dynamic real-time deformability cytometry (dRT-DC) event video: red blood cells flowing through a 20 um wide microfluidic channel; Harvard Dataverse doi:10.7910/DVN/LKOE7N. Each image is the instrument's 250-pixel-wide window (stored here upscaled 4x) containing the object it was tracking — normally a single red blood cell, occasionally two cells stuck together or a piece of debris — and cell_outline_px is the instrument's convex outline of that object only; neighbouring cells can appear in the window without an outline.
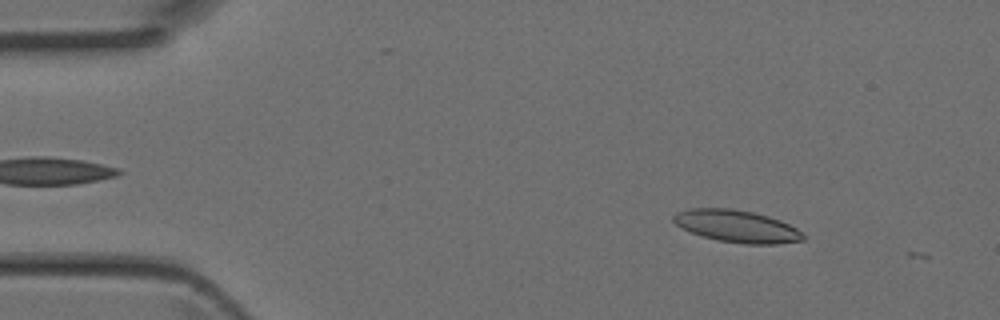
{"species": "Egyptian fruit bat (a non-hibernating species)", "species_latin": "Rousettus aegyptiacus", "temperature_condition": "room temperature", "stored_images_in_passage": 4, "camera_frame_rate_fps": 3000, "um_per_image_px": 0.085, "animal": {"sex": "female"}, "frame": {"image": 1, "passage_image": 1, "time_ms": 0.0, "image_size_px": [1000, 320], "cell_outline_px": [[804, 240], [776, 244], [744, 244], [716, 240], [692, 232], [676, 224], [672, 220], [672, 216], [676, 212], [688, 208], [732, 208], [752, 212], [768, 216], [780, 220], [804, 232]], "centroid_in_image_um": [62.64, 19.22], "position_along_channel_um": 22.4, "area_um2": 24.33}}